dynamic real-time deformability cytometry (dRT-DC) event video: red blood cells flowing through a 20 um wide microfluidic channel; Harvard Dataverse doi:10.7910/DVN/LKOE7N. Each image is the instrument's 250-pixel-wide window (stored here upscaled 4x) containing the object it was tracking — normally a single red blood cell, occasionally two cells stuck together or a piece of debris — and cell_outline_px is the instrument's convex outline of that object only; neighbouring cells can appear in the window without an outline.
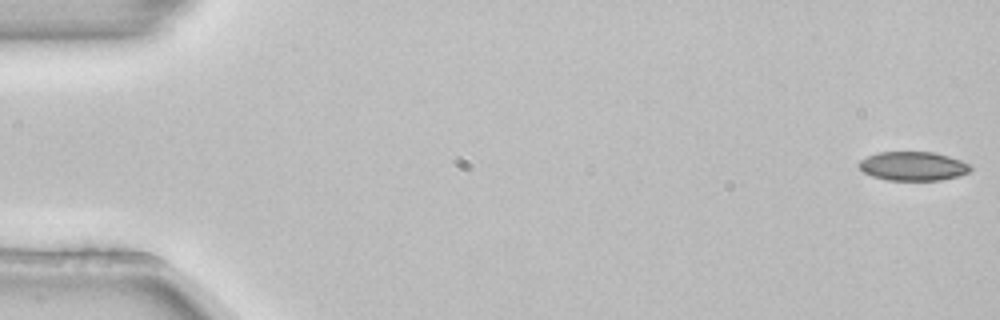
{"species": "common noctule bat (a hibernating species)", "species_latin": "Nyctalus noctula", "temperature_condition": "room temperature", "stored_images_in_passage": 4, "camera_frame_rate_fps": 3000, "um_per_image_px": 0.085, "animal": {"sex": "female", "body_mass_g": 22.7, "forearm_length_mm": 54.2}, "frame": {"image": 1, "passage_image": 1, "time_ms": 0.0, "image_size_px": [1000, 320], "cell_outline_px": [[972, 168], [968, 172], [956, 176], [940, 180], [888, 180], [872, 176], [864, 172], [856, 164], [860, 160], [868, 156], [880, 152], [932, 152], [948, 156], [972, 164]], "centroid_in_image_um": [77.6, 14.12], "position_along_channel_um": 7.4, "area_um2": 18.73}}
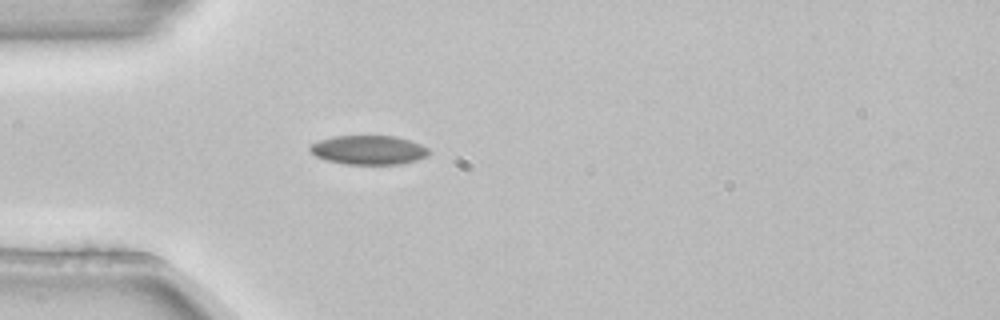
{"frame": {"image": 2, "passage_image": 4, "time_ms": 1.0, "image_size_px": [1000, 320], "cell_outline_px": [[428, 156], [416, 160], [400, 164], [348, 164], [328, 160], [316, 156], [308, 148], [312, 144], [320, 140], [332, 136], [396, 136], [420, 144], [428, 148]], "centroid_in_image_um": [31.34, 12.74], "position_along_channel_um": 53.7, "area_um2": 19.94}}